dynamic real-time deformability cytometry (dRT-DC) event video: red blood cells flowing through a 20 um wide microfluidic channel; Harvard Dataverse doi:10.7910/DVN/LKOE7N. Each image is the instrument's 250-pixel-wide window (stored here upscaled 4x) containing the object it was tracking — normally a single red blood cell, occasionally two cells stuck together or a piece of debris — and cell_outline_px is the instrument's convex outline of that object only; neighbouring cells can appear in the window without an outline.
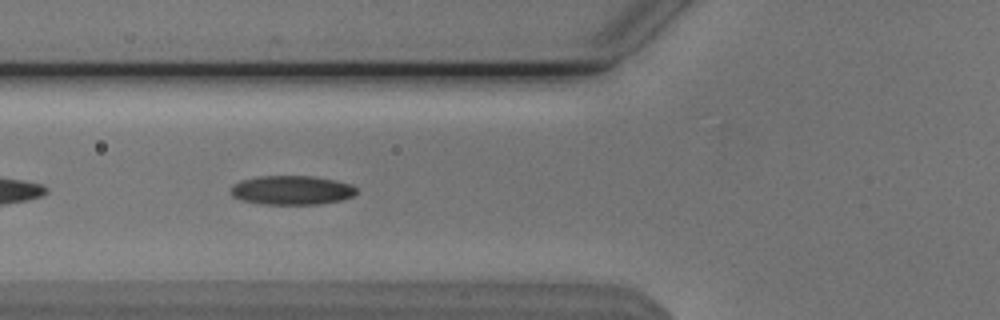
{"species": "Egyptian fruit bat (a non-hibernating species)", "species_latin": "Rousettus aegyptiacus", "temperature_condition": "cold", "stored_images_in_passage": 36, "camera_frame_rate_fps": 3000, "um_per_image_px": 0.085, "animal": {"sex": "male"}, "frame": {"image": 1, "passage_image": 5, "time_ms": 1.333, "image_size_px": [1000, 320], "cell_outline_px": [[356, 192], [352, 196], [340, 200], [320, 204], [260, 204], [240, 200], [232, 196], [232, 184], [240, 180], [260, 176], [312, 176], [336, 180], [352, 184], [356, 188]], "centroid_in_image_um": [24.78, 16.16], "position_along_channel_um": 101.0, "area_um2": 21.39}}
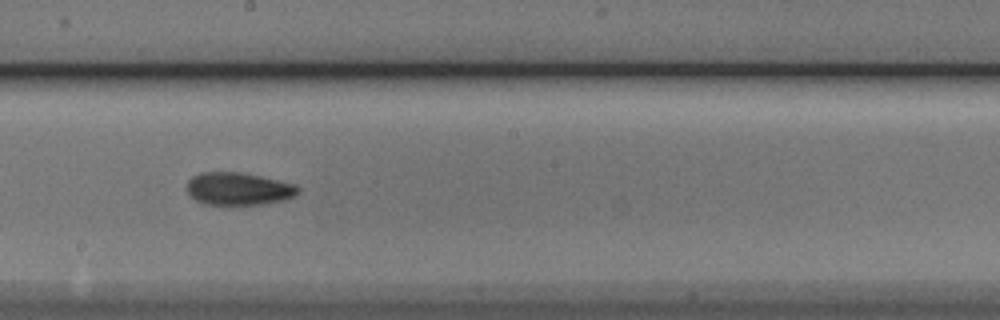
{"frame": {"image": 2, "passage_image": 15, "time_ms": 4.667, "image_size_px": [1000, 320], "cell_outline_px": [[300, 188], [292, 196], [284, 200], [260, 204], [204, 204], [196, 200], [188, 192], [188, 180], [192, 176], [200, 172], [240, 172], [260, 176], [292, 184]], "centroid_in_image_um": [20.22, 16.04], "position_along_channel_um": 228.0, "area_um2": 20.69}}
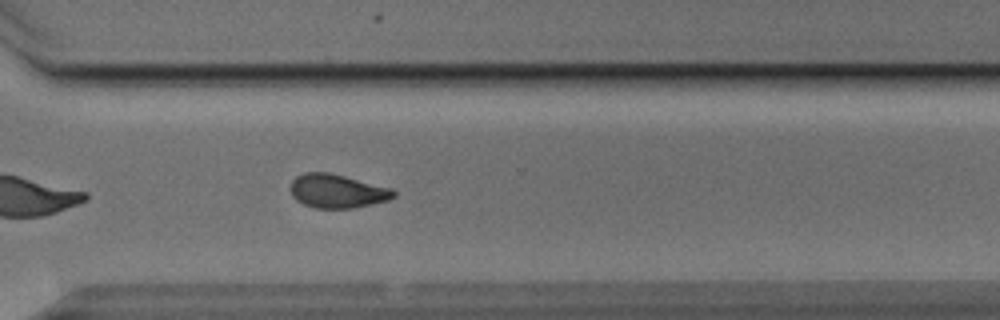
{"frame": {"image": 3, "passage_image": 24, "time_ms": 7.667, "image_size_px": [1000, 320], "cell_outline_px": [[396, 196], [388, 200], [372, 204], [352, 208], [316, 208], [304, 204], [296, 200], [292, 196], [292, 180], [296, 176], [304, 172], [328, 172], [392, 188], [396, 192]], "centroid_in_image_um": [28.67, 16.24], "position_along_channel_um": 341.9, "area_um2": 20.17}, "authors_computed_cell_mechanics": {"area_um2": 20.4034, "velocity_mm_per_s": 3.8058, "shape_relaxation_time_tau1_ms": 7.4449, "shape_relaxation_time_tau2_ms": 3.298, "deformation_change_tau1": 0.1681, "deformation_change_tau2": 0.1017}}